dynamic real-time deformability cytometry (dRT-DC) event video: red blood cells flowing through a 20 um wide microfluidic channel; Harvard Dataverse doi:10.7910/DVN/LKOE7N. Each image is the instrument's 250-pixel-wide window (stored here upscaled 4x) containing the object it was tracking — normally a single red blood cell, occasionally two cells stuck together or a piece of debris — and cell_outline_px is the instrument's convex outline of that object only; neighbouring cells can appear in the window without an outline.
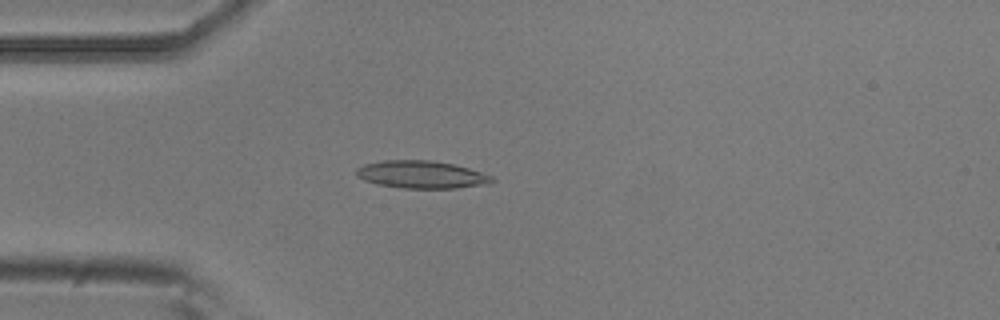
{"species": "common noctule bat (a hibernating species)", "species_latin": "Nyctalus noctula", "temperature_condition": "room temperature", "stored_images_in_passage": 5, "camera_frame_rate_fps": 3000, "um_per_image_px": 0.085, "animal": {"sex": "male", "body_mass_g": 20.5, "forearm_length_mm": 52.5}, "frame": {"image": 1, "passage_image": 4, "time_ms": 1.0, "image_size_px": [1000, 320], "cell_outline_px": [[496, 180], [488, 184], [456, 188], [404, 188], [376, 184], [364, 180], [356, 176], [356, 168], [364, 164], [384, 160], [432, 160], [452, 164], [468, 168], [492, 176]], "centroid_in_image_um": [35.8, 14.84], "position_along_channel_um": 49.2, "area_um2": 21.79}}